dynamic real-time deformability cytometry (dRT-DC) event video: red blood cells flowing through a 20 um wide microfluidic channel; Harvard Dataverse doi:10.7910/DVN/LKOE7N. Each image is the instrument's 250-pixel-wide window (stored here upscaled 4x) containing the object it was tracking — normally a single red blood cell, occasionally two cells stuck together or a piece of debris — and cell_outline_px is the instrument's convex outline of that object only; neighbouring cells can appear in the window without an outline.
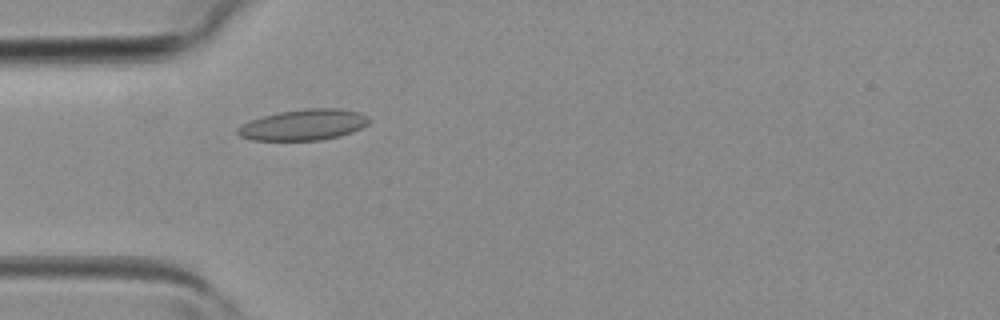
{"species": "common noctule bat (a hibernating species)", "species_latin": "Nyctalus noctula", "temperature_condition": "room temperature", "stored_images_in_passage": 2, "camera_frame_rate_fps": 3000, "um_per_image_px": 0.085, "animal": {"sex": "female", "body_mass_g": 19.3, "forearm_length_mm": 54.1}, "frame": {"image": 1, "passage_image": 2, "time_ms": 0.333, "image_size_px": [1000, 320], "cell_outline_px": [[372, 120], [368, 124], [352, 132], [340, 136], [320, 140], [252, 140], [240, 136], [236, 132], [236, 128], [252, 120], [264, 116], [280, 112], [308, 108], [340, 108], [360, 112], [368, 116]], "centroid_in_image_um": [25.86, 10.6], "position_along_channel_um": 59.1, "area_um2": 23.64}}